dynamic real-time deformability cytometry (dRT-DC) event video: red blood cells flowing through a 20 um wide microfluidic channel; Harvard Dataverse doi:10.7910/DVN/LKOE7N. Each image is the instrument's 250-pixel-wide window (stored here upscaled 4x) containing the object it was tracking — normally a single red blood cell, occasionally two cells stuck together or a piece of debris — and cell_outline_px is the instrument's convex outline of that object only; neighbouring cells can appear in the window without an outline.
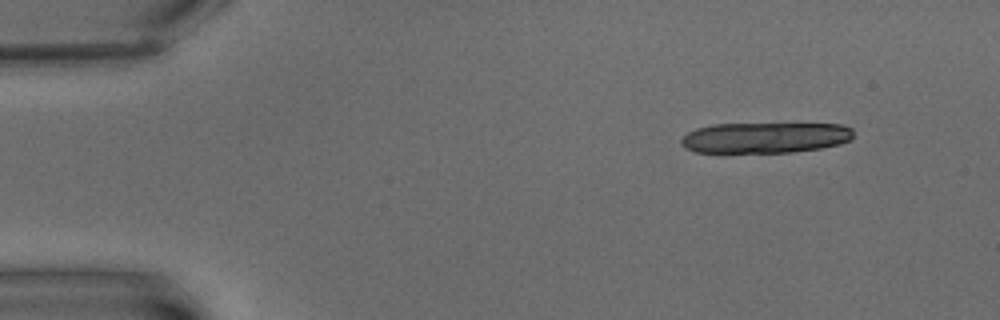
{"species": "common noctule bat (a hibernating species)", "species_latin": "Nyctalus noctula", "temperature_condition": "warm", "stored_images_in_passage": 6, "camera_frame_rate_fps": 3000, "um_per_image_px": 0.085, "animal": {"sex": "male", "body_mass_g": 15.6}, "frame": {"image": 1, "passage_image": 1, "time_ms": 0.0, "image_size_px": [1000, 320], "cell_outline_px": [[852, 140], [840, 144], [820, 148], [792, 152], [696, 152], [684, 148], [680, 144], [680, 140], [688, 132], [696, 128], [712, 124], [844, 124], [852, 128]], "centroid_in_image_um": [65.03, 11.69], "position_along_channel_um": 20.0, "area_um2": 30.92}}
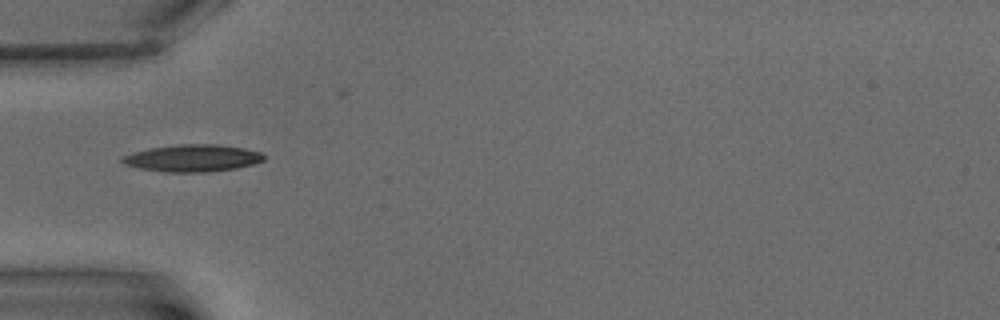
{"frame": {"image": 2, "passage_image": 5, "time_ms": 5.0, "image_size_px": [1000, 320], "cell_outline_px": [[264, 160], [252, 164], [236, 168], [204, 172], [168, 172], [140, 168], [124, 164], [120, 160], [120, 156], [132, 152], [148, 148], [180, 144], [220, 144], [244, 148], [260, 152], [264, 156]], "centroid_in_image_um": [16.33, 13.43], "position_along_channel_um": 68.7, "area_um2": 22.37}}
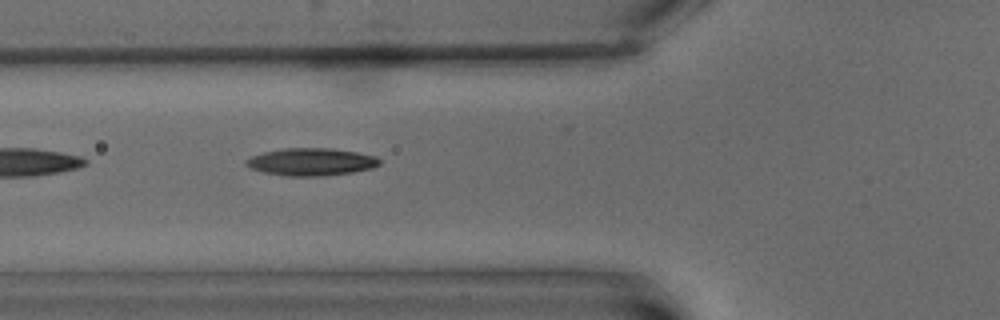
{"frame": {"image": 3, "passage_image": 6, "time_ms": 6.0, "image_size_px": [1000, 320], "cell_outline_px": [[380, 164], [372, 168], [352, 172], [320, 176], [284, 176], [264, 172], [252, 168], [244, 164], [244, 160], [252, 156], [264, 152], [284, 148], [332, 148], [356, 152], [376, 156], [380, 160]], "centroid_in_image_um": [26.44, 13.75], "position_along_channel_um": 99.4, "area_um2": 21.33}}